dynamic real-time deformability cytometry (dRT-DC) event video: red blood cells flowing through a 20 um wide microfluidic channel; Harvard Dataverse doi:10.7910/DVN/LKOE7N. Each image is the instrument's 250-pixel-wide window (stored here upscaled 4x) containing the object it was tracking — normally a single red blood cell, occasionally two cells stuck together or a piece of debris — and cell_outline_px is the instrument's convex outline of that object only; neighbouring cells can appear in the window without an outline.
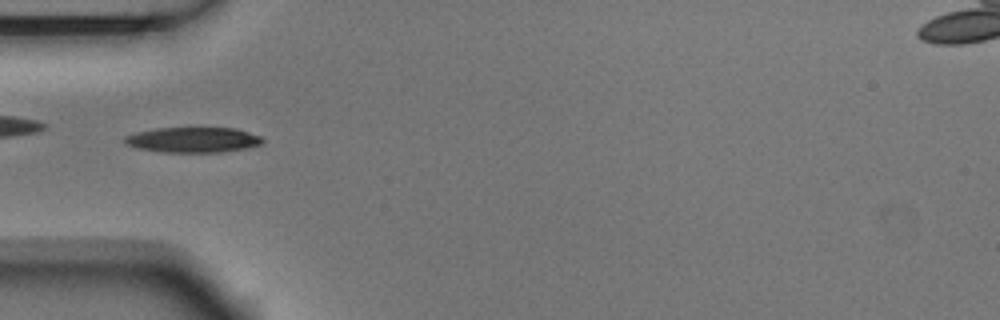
{"species": "Egyptian fruit bat (a non-hibernating species)", "species_latin": "Rousettus aegyptiacus", "temperature_condition": "room temperature", "stored_images_in_passage": 8, "camera_frame_rate_fps": 3000, "um_per_image_px": 0.085, "animal": {"sex": "male"}, "frame": {"image": 1, "passage_image": 5, "time_ms": 1.333, "image_size_px": [1000, 320], "cell_outline_px": [[264, 140], [260, 144], [244, 148], [220, 152], [160, 152], [136, 148], [124, 144], [124, 136], [136, 132], [156, 128], [236, 128], [260, 136]], "centroid_in_image_um": [16.34, 11.88], "position_along_channel_um": 68.7, "area_um2": 20.29}}
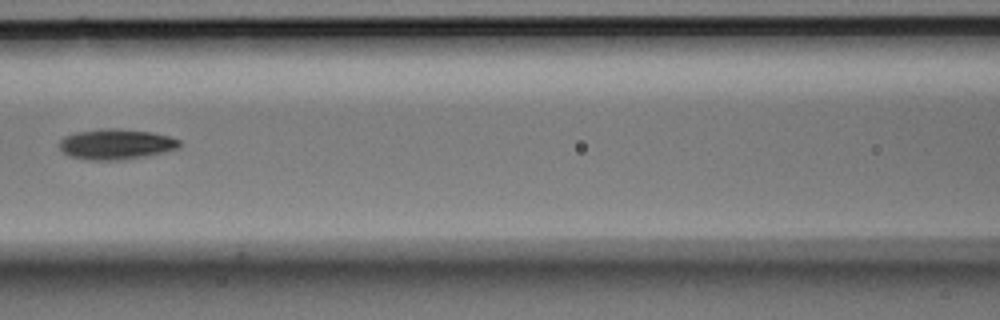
{"frame": {"image": 2, "passage_image": 7, "time_ms": 2.0, "image_size_px": [1000, 320], "cell_outline_px": [[180, 148], [144, 156], [124, 160], [92, 160], [68, 156], [60, 148], [60, 140], [64, 136], [76, 132], [104, 128], [116, 128], [152, 132], [168, 136], [180, 140]], "centroid_in_image_um": [9.86, 12.25], "position_along_channel_um": 156.7, "area_um2": 21.27}}
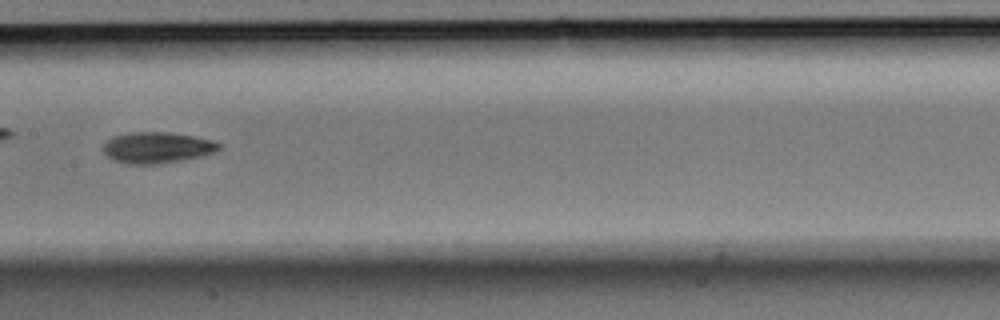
{"frame": {"image": 3, "passage_image": 8, "time_ms": 2.333, "image_size_px": [1000, 320], "cell_outline_px": [[220, 148], [216, 152], [200, 156], [180, 160], [156, 164], [128, 164], [112, 160], [104, 152], [104, 144], [112, 136], [128, 132], [168, 132], [192, 136], [212, 140], [220, 144]], "centroid_in_image_um": [13.33, 12.54], "position_along_channel_um": 194.1, "area_um2": 20.87}}